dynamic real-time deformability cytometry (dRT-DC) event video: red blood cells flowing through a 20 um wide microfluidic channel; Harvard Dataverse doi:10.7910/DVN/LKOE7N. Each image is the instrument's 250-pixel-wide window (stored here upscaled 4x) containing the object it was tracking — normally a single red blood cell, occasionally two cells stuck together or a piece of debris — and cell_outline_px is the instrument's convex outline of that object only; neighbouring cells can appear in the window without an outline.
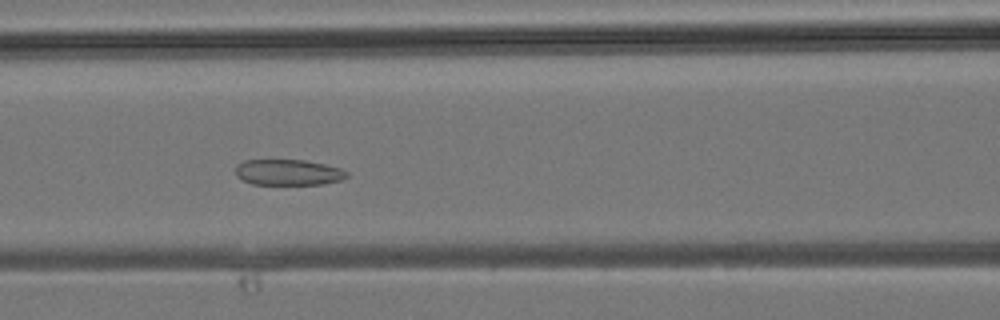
{"species": "common noctule bat (a hibernating species)", "species_latin": "Nyctalus noctula", "temperature_condition": "room temperature", "stored_images_in_passage": 35, "camera_frame_rate_fps": 3000, "um_per_image_px": 0.085, "animal": {"sex": "male", "body_mass_g": 19.2, "forearm_length_mm": 51.8}, "frame": {"image": 1, "passage_image": 14, "time_ms": 4.333, "image_size_px": [1000, 320], "cell_outline_px": [[348, 176], [340, 180], [324, 184], [252, 184], [236, 176], [236, 164], [244, 160], [304, 160], [324, 164], [340, 168], [348, 172]], "centroid_in_image_um": [24.49, 14.64], "position_along_channel_um": 142.1, "area_um2": 16.7}}
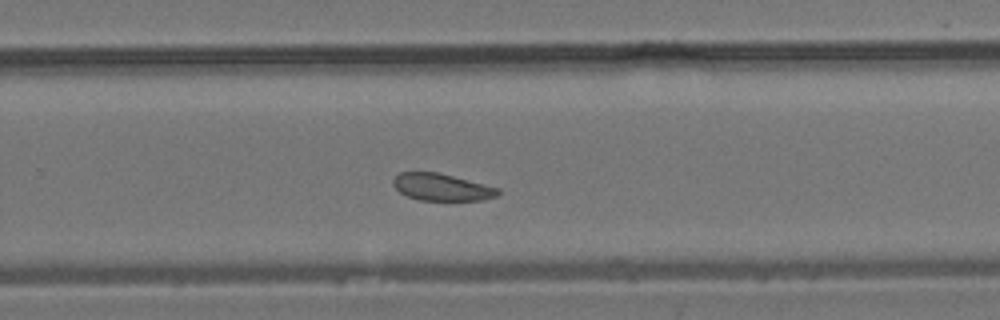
{"frame": {"image": 2, "passage_image": 22, "time_ms": 7.0, "image_size_px": [1000, 320], "cell_outline_px": [[500, 192], [496, 196], [484, 200], [420, 200], [408, 196], [400, 192], [392, 184], [392, 180], [400, 172], [436, 172], [500, 188]], "centroid_in_image_um": [37.54, 15.91], "position_along_channel_um": 292.3, "area_um2": 16.36}}
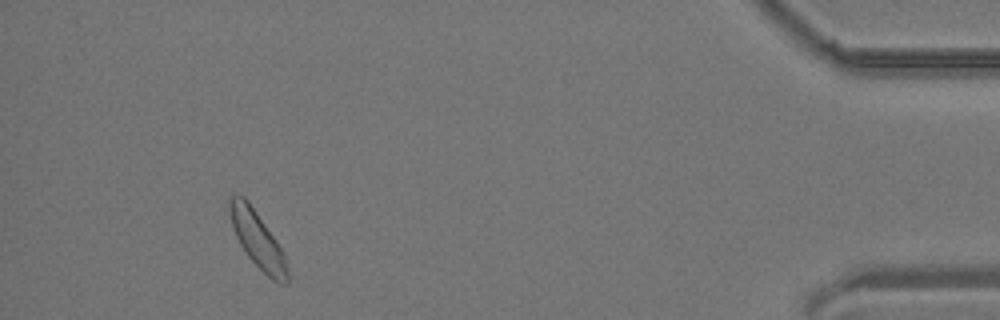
{"frame": {"image": 3, "passage_image": 32, "time_ms": 10.333, "image_size_px": [1000, 320], "cell_outline_px": [[288, 284], [280, 284], [272, 280], [248, 256], [240, 244], [232, 228], [228, 208], [228, 200], [232, 196], [244, 196], [248, 200], [276, 240], [284, 256], [288, 272]], "centroid_in_image_um": [21.87, 20.36], "position_along_channel_um": 413.3, "area_um2": 18.67}}